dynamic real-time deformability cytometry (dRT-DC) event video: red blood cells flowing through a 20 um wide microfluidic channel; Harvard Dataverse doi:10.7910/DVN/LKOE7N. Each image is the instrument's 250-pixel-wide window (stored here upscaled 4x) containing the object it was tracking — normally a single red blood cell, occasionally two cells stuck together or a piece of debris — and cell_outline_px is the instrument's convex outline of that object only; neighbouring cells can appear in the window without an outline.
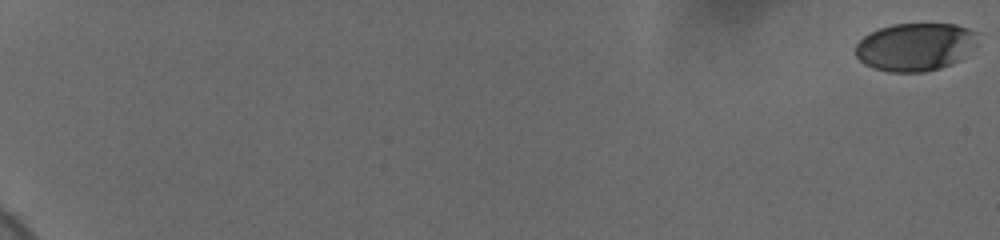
{"species": "human", "species_latin": "Homo sapiens", "temperature_condition": "cold", "stored_images_in_passage": 60, "camera_frame_rate_fps": 3000, "um_per_image_px": 0.085, "donor": {"sex": "female"}, "frame": {"image": 1, "passage_image": 1, "time_ms": 0.0, "image_size_px": [1000, 240], "cell_outline_px": [[976, 44], [960, 60], [952, 64], [940, 68], [924, 72], [888, 72], [872, 68], [864, 64], [856, 56], [856, 44], [864, 36], [880, 28], [892, 24], [956, 24], [968, 28], [976, 32]], "centroid_in_image_um": [77.79, 3.99], "position_along_channel_um": 7.2, "area_um2": 34.16}}
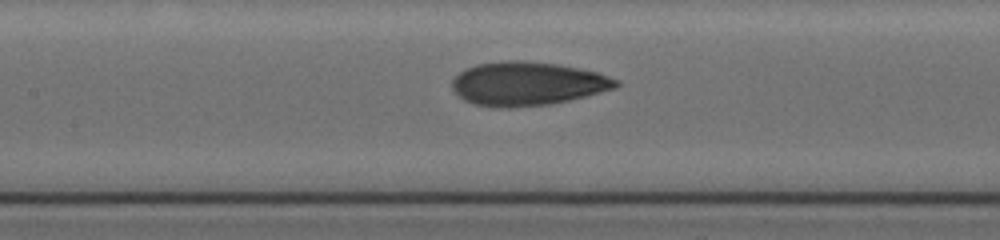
{"frame": {"image": 2, "passage_image": 33, "time_ms": 10.667, "image_size_px": [1000, 240], "cell_outline_px": [[620, 84], [616, 88], [568, 100], [548, 104], [512, 108], [496, 108], [476, 104], [464, 100], [452, 88], [452, 80], [464, 68], [476, 64], [508, 60], [524, 60], [556, 64], [596, 72], [620, 80]], "centroid_in_image_um": [44.81, 7.11], "position_along_channel_um": 162.6, "area_um2": 41.62}}
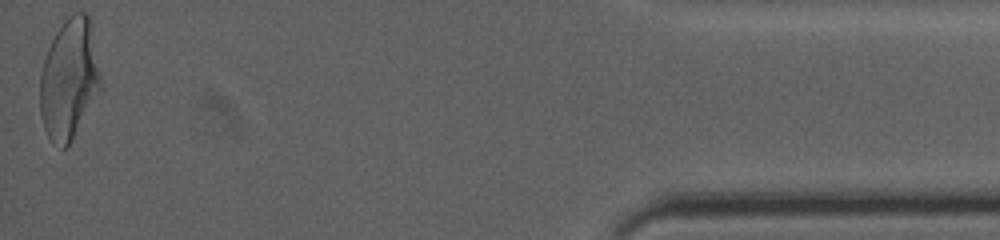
{"frame": {"image": 3, "passage_image": 60, "time_ms": 19.667, "image_size_px": [1000, 240], "cell_outline_px": [[100, 88], [68, 148], [64, 148], [52, 140], [48, 136], [44, 128], [40, 116], [40, 72], [48, 48], [56, 32], [68, 16], [72, 12], [84, 12], [92, 20], [100, 76]], "centroid_in_image_um": [5.87, 6.69], "position_along_channel_um": 429.3, "area_um2": 42.37}, "authors_computed_cell_mechanics": {"area_um2": 39.9398, "velocity_mm_per_s": 3.7064, "shape_relaxation_time_tau1_ms": 6.0346, "shape_relaxation_time_tau2_ms": 1.3282, "deformation_change_tau1": 0.2055, "deformation_change_tau2": 0.0823}}